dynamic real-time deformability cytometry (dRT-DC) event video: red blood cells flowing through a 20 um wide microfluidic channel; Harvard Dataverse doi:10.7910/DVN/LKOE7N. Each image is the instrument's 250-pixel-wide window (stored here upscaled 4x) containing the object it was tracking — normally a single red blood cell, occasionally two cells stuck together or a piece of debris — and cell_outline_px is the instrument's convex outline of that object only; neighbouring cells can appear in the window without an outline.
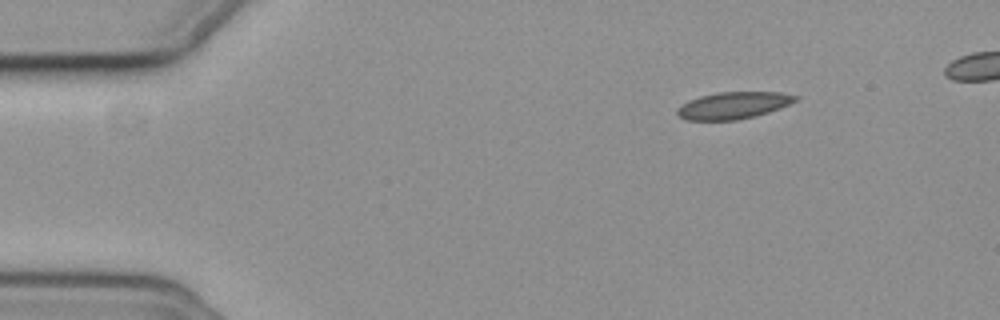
{"species": "common noctule bat (a hibernating species)", "species_latin": "Nyctalus noctula", "temperature_condition": "cold", "stored_images_in_passage": 46, "camera_frame_rate_fps": 3000, "um_per_image_px": 0.085, "animal": {"sex": "female", "body_mass_g": 19.3, "forearm_length_mm": 54.1}, "frame": {"image": 1, "passage_image": 1, "time_ms": 0.0, "image_size_px": [1000, 320], "cell_outline_px": [[800, 96], [796, 100], [780, 108], [756, 116], [736, 120], [688, 120], [680, 116], [676, 112], [676, 108], [688, 100], [700, 96], [720, 92], [780, 92]], "centroid_in_image_um": [62.33, 8.95], "position_along_channel_um": 22.7, "area_um2": 18.5}}
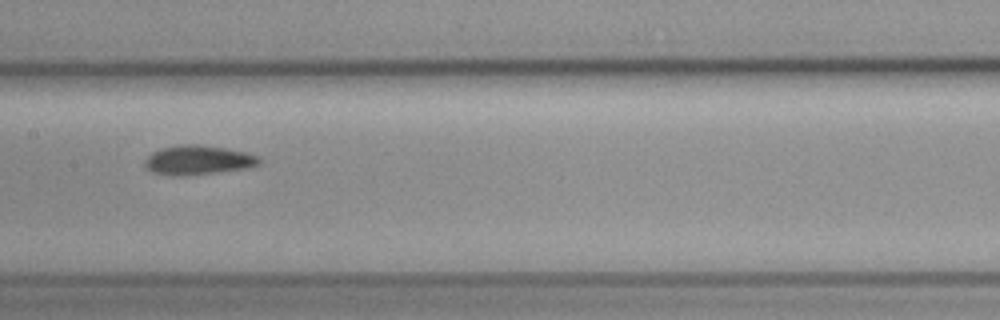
{"frame": {"image": 2, "passage_image": 21, "time_ms": 6.667, "image_size_px": [1000, 320], "cell_outline_px": [[264, 160], [260, 164], [248, 168], [216, 172], [152, 172], [144, 168], [144, 160], [152, 152], [160, 148], [180, 144], [200, 144], [248, 152], [260, 156]], "centroid_in_image_um": [16.93, 13.54], "position_along_channel_um": 190.5, "area_um2": 18.9}}
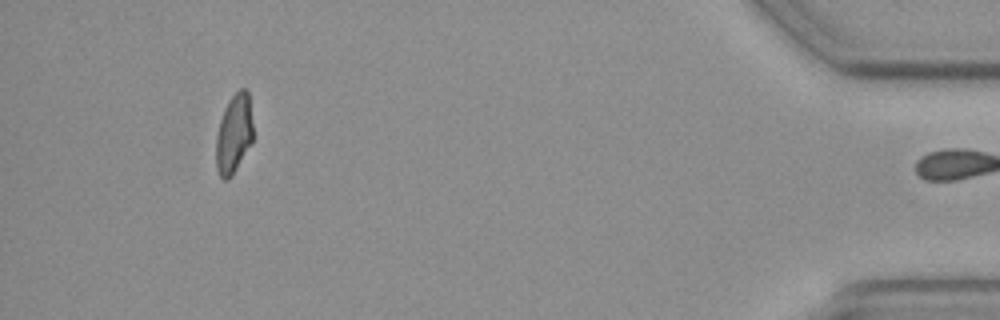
{"frame": {"image": 3, "passage_image": 45, "time_ms": 14.667, "image_size_px": [1000, 320], "cell_outline_px": [[252, 144], [232, 176], [228, 180], [224, 180], [220, 176], [216, 168], [216, 136], [220, 120], [224, 108], [228, 100], [240, 88], [244, 88], [248, 92], [252, 124]], "centroid_in_image_um": [19.87, 11.41], "position_along_channel_um": 415.3, "area_um2": 17.17}, "authors_computed_cell_mechanics": {"area_um2": 18.6694, "velocity_mm_per_s": 3.709, "shape_relaxation_time_tau1_ms": null, "shape_relaxation_time_tau2_ms": 6.6598, "deformation_change_tau1": null, "deformation_change_tau2": 0.1095}}